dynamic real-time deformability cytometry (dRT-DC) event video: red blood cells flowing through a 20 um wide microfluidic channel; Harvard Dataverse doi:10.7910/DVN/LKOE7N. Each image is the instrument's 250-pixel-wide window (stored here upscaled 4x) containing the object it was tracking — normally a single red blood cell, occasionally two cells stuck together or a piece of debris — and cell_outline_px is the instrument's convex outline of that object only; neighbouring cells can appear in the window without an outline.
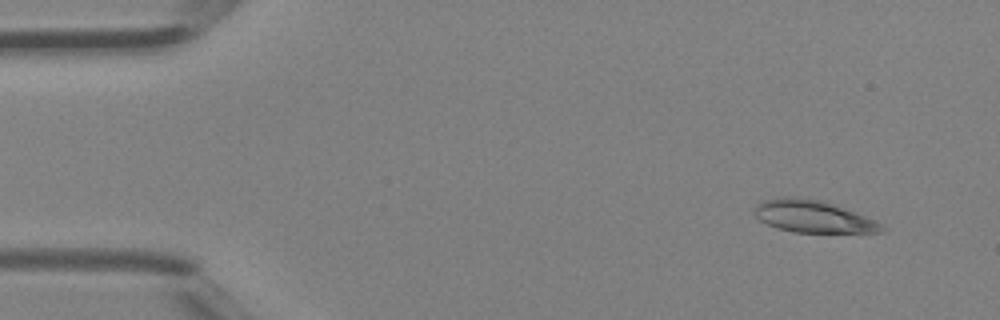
{"species": "Egyptian fruit bat (a non-hibernating species)", "species_latin": "Rousettus aegyptiacus", "temperature_condition": "room temperature", "stored_images_in_passage": 4, "camera_frame_rate_fps": 3000, "um_per_image_px": 0.085, "animal": {"sex": "female"}, "frame": {"image": 1, "passage_image": 1, "time_ms": 0.0, "image_size_px": [1000, 320], "cell_outline_px": [[888, 228], [884, 232], [792, 232], [776, 228], [760, 220], [756, 216], [756, 204], [764, 200], [776, 196], [796, 196], [824, 200], [876, 220]], "centroid_in_image_um": [69.13, 18.38], "position_along_channel_um": 15.9, "area_um2": 24.1}}
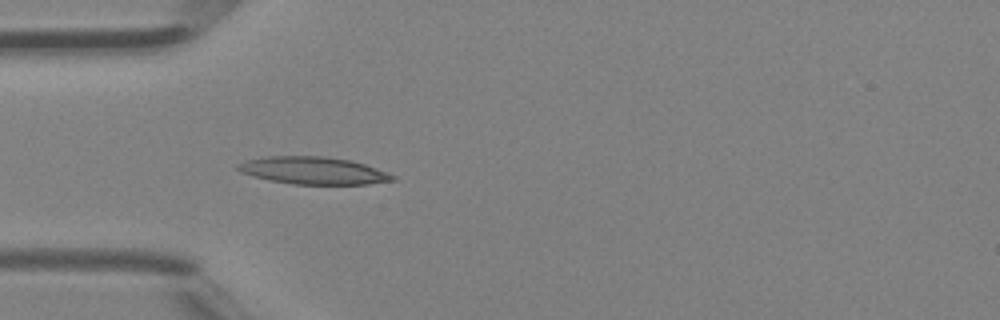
{"frame": {"image": 2, "passage_image": 4, "time_ms": 1.0, "image_size_px": [1000, 320], "cell_outline_px": [[396, 180], [368, 184], [292, 184], [252, 176], [240, 172], [236, 168], [236, 164], [248, 160], [268, 156], [324, 156], [348, 160], [364, 164], [388, 172], [396, 176]], "centroid_in_image_um": [26.64, 14.5], "position_along_channel_um": 58.4, "area_um2": 24.57}}